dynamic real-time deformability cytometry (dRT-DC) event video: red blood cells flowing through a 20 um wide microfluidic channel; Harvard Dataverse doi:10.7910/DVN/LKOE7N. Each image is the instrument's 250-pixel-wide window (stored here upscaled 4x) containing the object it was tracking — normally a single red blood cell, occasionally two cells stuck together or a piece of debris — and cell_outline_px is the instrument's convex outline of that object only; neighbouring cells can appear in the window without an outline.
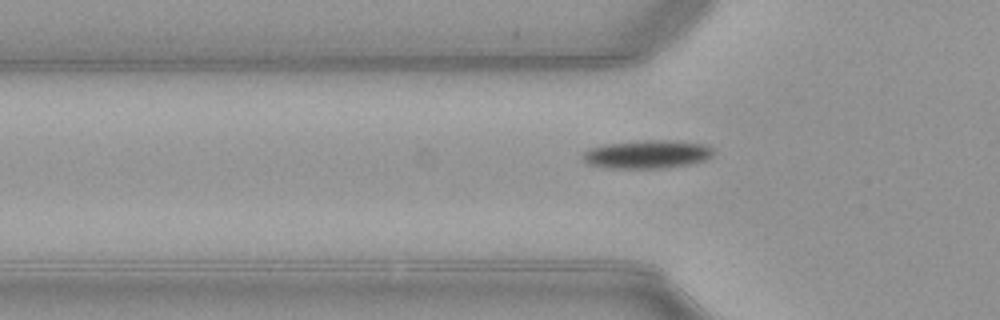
{"species": "common noctule bat (a hibernating species)", "species_latin": "Nyctalus noctula", "temperature_condition": "warm", "stored_images_in_passage": 41, "camera_frame_rate_fps": 3000, "um_per_image_px": 0.085, "animal": {"sex": "female", "body_mass_g": 21.9}, "frame": {"image": 1, "passage_image": 6, "time_ms": 1.667, "image_size_px": [1000, 320], "cell_outline_px": [[712, 156], [704, 160], [688, 164], [664, 168], [612, 168], [588, 164], [580, 156], [588, 148], [608, 144], [644, 140], [668, 140], [704, 144], [712, 148]], "centroid_in_image_um": [54.98, 13.11], "position_along_channel_um": 70.8, "area_um2": 21.33}}
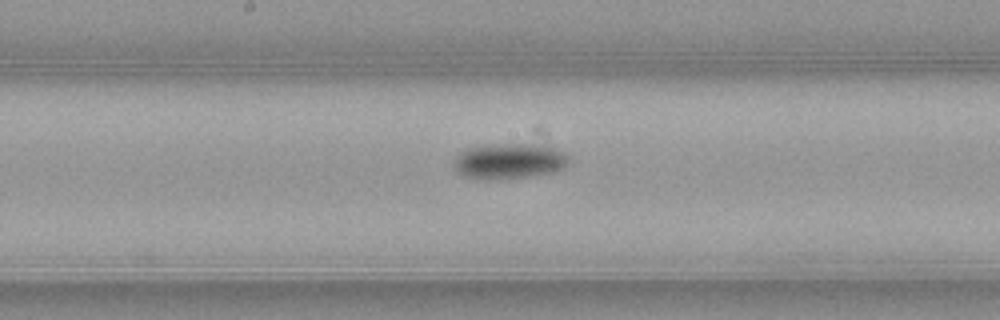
{"frame": {"image": 2, "passage_image": 16, "time_ms": 5.0, "image_size_px": [1000, 320], "cell_outline_px": [[568, 164], [564, 168], [552, 172], [528, 176], [500, 180], [480, 180], [464, 176], [456, 172], [452, 164], [452, 160], [460, 152], [472, 148], [504, 144], [528, 144], [556, 148], [564, 152], [568, 156]], "centroid_in_image_um": [43.25, 13.73], "position_along_channel_um": 205.0, "area_um2": 23.81}}
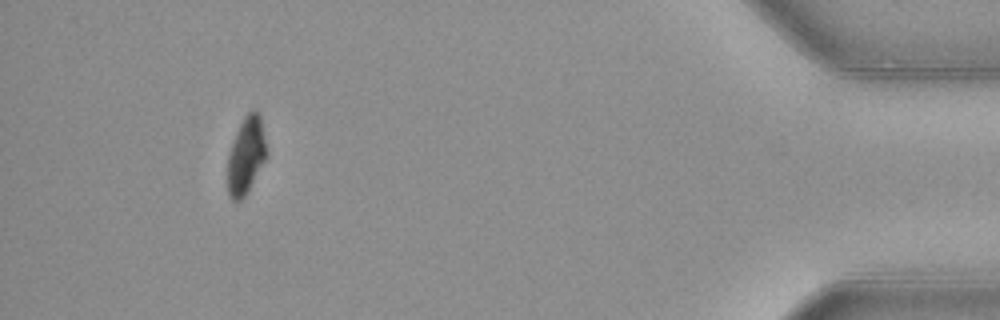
{"frame": {"image": 3, "passage_image": 37, "time_ms": 12.0, "image_size_px": [1000, 320], "cell_outline_px": [[268, 152], [264, 160], [244, 196], [240, 200], [232, 200], [228, 192], [228, 152], [236, 132], [244, 116], [252, 108], [256, 108], [260, 116]], "centroid_in_image_um": [20.91, 13.14], "position_along_channel_um": 414.3, "area_um2": 17.22}, "authors_computed_cell_mechanics": {"area_um2": 19.8832, "velocity_mm_per_s": 3.9757, "shape_relaxation_time_tau1_ms": 1.4504, "shape_relaxation_time_tau2_ms": null, "deformation_change_tau1": 0.1245, "deformation_change_tau2": null}}